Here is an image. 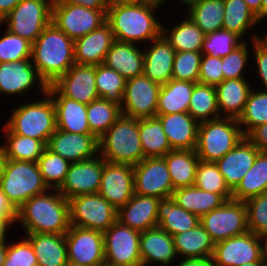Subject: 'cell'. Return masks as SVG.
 Masks as SVG:
<instances>
[{
    "mask_svg": "<svg viewBox=\"0 0 267 266\" xmlns=\"http://www.w3.org/2000/svg\"><path fill=\"white\" fill-rule=\"evenodd\" d=\"M96 66L75 63L64 75L48 86L50 95H64L83 104L99 98L95 84Z\"/></svg>",
    "mask_w": 267,
    "mask_h": 266,
    "instance_id": "cell-17",
    "label": "cell"
},
{
    "mask_svg": "<svg viewBox=\"0 0 267 266\" xmlns=\"http://www.w3.org/2000/svg\"><path fill=\"white\" fill-rule=\"evenodd\" d=\"M16 223L25 228V234H65L71 226L69 202L58 190L50 189L20 206Z\"/></svg>",
    "mask_w": 267,
    "mask_h": 266,
    "instance_id": "cell-2",
    "label": "cell"
},
{
    "mask_svg": "<svg viewBox=\"0 0 267 266\" xmlns=\"http://www.w3.org/2000/svg\"><path fill=\"white\" fill-rule=\"evenodd\" d=\"M252 42L251 46L252 52L254 53V60H255V66L257 69V73L260 76V81L263 85V90L267 91V34L266 36L253 34L251 36Z\"/></svg>",
    "mask_w": 267,
    "mask_h": 266,
    "instance_id": "cell-56",
    "label": "cell"
},
{
    "mask_svg": "<svg viewBox=\"0 0 267 266\" xmlns=\"http://www.w3.org/2000/svg\"><path fill=\"white\" fill-rule=\"evenodd\" d=\"M202 55L201 51L176 52L172 79L198 83Z\"/></svg>",
    "mask_w": 267,
    "mask_h": 266,
    "instance_id": "cell-52",
    "label": "cell"
},
{
    "mask_svg": "<svg viewBox=\"0 0 267 266\" xmlns=\"http://www.w3.org/2000/svg\"><path fill=\"white\" fill-rule=\"evenodd\" d=\"M159 6L141 1L109 5L106 22L115 40L137 44L150 42L162 35V24L156 17ZM156 10V11H155Z\"/></svg>",
    "mask_w": 267,
    "mask_h": 266,
    "instance_id": "cell-1",
    "label": "cell"
},
{
    "mask_svg": "<svg viewBox=\"0 0 267 266\" xmlns=\"http://www.w3.org/2000/svg\"><path fill=\"white\" fill-rule=\"evenodd\" d=\"M105 162L97 155L89 160L70 163L66 178L58 191L67 200L79 195L98 193Z\"/></svg>",
    "mask_w": 267,
    "mask_h": 266,
    "instance_id": "cell-18",
    "label": "cell"
},
{
    "mask_svg": "<svg viewBox=\"0 0 267 266\" xmlns=\"http://www.w3.org/2000/svg\"><path fill=\"white\" fill-rule=\"evenodd\" d=\"M139 137L144 158L164 157L172 150L157 117L139 119Z\"/></svg>",
    "mask_w": 267,
    "mask_h": 266,
    "instance_id": "cell-40",
    "label": "cell"
},
{
    "mask_svg": "<svg viewBox=\"0 0 267 266\" xmlns=\"http://www.w3.org/2000/svg\"><path fill=\"white\" fill-rule=\"evenodd\" d=\"M248 231L267 241V192L245 201Z\"/></svg>",
    "mask_w": 267,
    "mask_h": 266,
    "instance_id": "cell-51",
    "label": "cell"
},
{
    "mask_svg": "<svg viewBox=\"0 0 267 266\" xmlns=\"http://www.w3.org/2000/svg\"><path fill=\"white\" fill-rule=\"evenodd\" d=\"M162 35L176 52L201 51L205 34L189 16L172 29L162 25Z\"/></svg>",
    "mask_w": 267,
    "mask_h": 266,
    "instance_id": "cell-38",
    "label": "cell"
},
{
    "mask_svg": "<svg viewBox=\"0 0 267 266\" xmlns=\"http://www.w3.org/2000/svg\"><path fill=\"white\" fill-rule=\"evenodd\" d=\"M267 241L247 231L215 243L211 262L214 266H241L249 262H265Z\"/></svg>",
    "mask_w": 267,
    "mask_h": 266,
    "instance_id": "cell-9",
    "label": "cell"
},
{
    "mask_svg": "<svg viewBox=\"0 0 267 266\" xmlns=\"http://www.w3.org/2000/svg\"><path fill=\"white\" fill-rule=\"evenodd\" d=\"M5 140L2 145L6 159L37 162L42 156L46 144L42 140L14 134L5 125Z\"/></svg>",
    "mask_w": 267,
    "mask_h": 266,
    "instance_id": "cell-39",
    "label": "cell"
},
{
    "mask_svg": "<svg viewBox=\"0 0 267 266\" xmlns=\"http://www.w3.org/2000/svg\"><path fill=\"white\" fill-rule=\"evenodd\" d=\"M138 1H141V2H144V3L154 4V5H157L159 7L164 5V3L166 2V0H138Z\"/></svg>",
    "mask_w": 267,
    "mask_h": 266,
    "instance_id": "cell-68",
    "label": "cell"
},
{
    "mask_svg": "<svg viewBox=\"0 0 267 266\" xmlns=\"http://www.w3.org/2000/svg\"><path fill=\"white\" fill-rule=\"evenodd\" d=\"M65 239L68 261L82 266H105L103 232L70 226Z\"/></svg>",
    "mask_w": 267,
    "mask_h": 266,
    "instance_id": "cell-14",
    "label": "cell"
},
{
    "mask_svg": "<svg viewBox=\"0 0 267 266\" xmlns=\"http://www.w3.org/2000/svg\"><path fill=\"white\" fill-rule=\"evenodd\" d=\"M65 266H82V265L73 263V262H71V261H67V263L65 264Z\"/></svg>",
    "mask_w": 267,
    "mask_h": 266,
    "instance_id": "cell-71",
    "label": "cell"
},
{
    "mask_svg": "<svg viewBox=\"0 0 267 266\" xmlns=\"http://www.w3.org/2000/svg\"><path fill=\"white\" fill-rule=\"evenodd\" d=\"M244 137L237 119L219 117L199 123L197 145L198 158L216 162L232 150Z\"/></svg>",
    "mask_w": 267,
    "mask_h": 266,
    "instance_id": "cell-6",
    "label": "cell"
},
{
    "mask_svg": "<svg viewBox=\"0 0 267 266\" xmlns=\"http://www.w3.org/2000/svg\"><path fill=\"white\" fill-rule=\"evenodd\" d=\"M7 245V254L3 266H38L33 247L26 237L21 241Z\"/></svg>",
    "mask_w": 267,
    "mask_h": 266,
    "instance_id": "cell-54",
    "label": "cell"
},
{
    "mask_svg": "<svg viewBox=\"0 0 267 266\" xmlns=\"http://www.w3.org/2000/svg\"><path fill=\"white\" fill-rule=\"evenodd\" d=\"M246 137L260 152H267V122L255 127Z\"/></svg>",
    "mask_w": 267,
    "mask_h": 266,
    "instance_id": "cell-57",
    "label": "cell"
},
{
    "mask_svg": "<svg viewBox=\"0 0 267 266\" xmlns=\"http://www.w3.org/2000/svg\"><path fill=\"white\" fill-rule=\"evenodd\" d=\"M267 192V152H259L253 166L232 192V199L246 200Z\"/></svg>",
    "mask_w": 267,
    "mask_h": 266,
    "instance_id": "cell-37",
    "label": "cell"
},
{
    "mask_svg": "<svg viewBox=\"0 0 267 266\" xmlns=\"http://www.w3.org/2000/svg\"><path fill=\"white\" fill-rule=\"evenodd\" d=\"M56 112L57 129L78 134H91L87 105L64 95H50Z\"/></svg>",
    "mask_w": 267,
    "mask_h": 266,
    "instance_id": "cell-30",
    "label": "cell"
},
{
    "mask_svg": "<svg viewBox=\"0 0 267 266\" xmlns=\"http://www.w3.org/2000/svg\"><path fill=\"white\" fill-rule=\"evenodd\" d=\"M172 150H195L199 123L187 113L156 115Z\"/></svg>",
    "mask_w": 267,
    "mask_h": 266,
    "instance_id": "cell-27",
    "label": "cell"
},
{
    "mask_svg": "<svg viewBox=\"0 0 267 266\" xmlns=\"http://www.w3.org/2000/svg\"><path fill=\"white\" fill-rule=\"evenodd\" d=\"M154 196L135 194L118 210L117 220L133 230L144 232L158 226V205Z\"/></svg>",
    "mask_w": 267,
    "mask_h": 266,
    "instance_id": "cell-24",
    "label": "cell"
},
{
    "mask_svg": "<svg viewBox=\"0 0 267 266\" xmlns=\"http://www.w3.org/2000/svg\"><path fill=\"white\" fill-rule=\"evenodd\" d=\"M246 78L223 80L216 86L220 117L239 119L254 89Z\"/></svg>",
    "mask_w": 267,
    "mask_h": 266,
    "instance_id": "cell-29",
    "label": "cell"
},
{
    "mask_svg": "<svg viewBox=\"0 0 267 266\" xmlns=\"http://www.w3.org/2000/svg\"><path fill=\"white\" fill-rule=\"evenodd\" d=\"M37 164L48 188L58 190L66 178L70 163L46 147Z\"/></svg>",
    "mask_w": 267,
    "mask_h": 266,
    "instance_id": "cell-47",
    "label": "cell"
},
{
    "mask_svg": "<svg viewBox=\"0 0 267 266\" xmlns=\"http://www.w3.org/2000/svg\"><path fill=\"white\" fill-rule=\"evenodd\" d=\"M39 101L17 106L5 126L14 134L42 140L46 145L56 131V112L48 92Z\"/></svg>",
    "mask_w": 267,
    "mask_h": 266,
    "instance_id": "cell-5",
    "label": "cell"
},
{
    "mask_svg": "<svg viewBox=\"0 0 267 266\" xmlns=\"http://www.w3.org/2000/svg\"><path fill=\"white\" fill-rule=\"evenodd\" d=\"M143 53L145 76L160 85L172 79L176 51L163 35L150 41Z\"/></svg>",
    "mask_w": 267,
    "mask_h": 266,
    "instance_id": "cell-25",
    "label": "cell"
},
{
    "mask_svg": "<svg viewBox=\"0 0 267 266\" xmlns=\"http://www.w3.org/2000/svg\"><path fill=\"white\" fill-rule=\"evenodd\" d=\"M139 248L142 266H168L178 258L173 236L159 226L141 232Z\"/></svg>",
    "mask_w": 267,
    "mask_h": 266,
    "instance_id": "cell-23",
    "label": "cell"
},
{
    "mask_svg": "<svg viewBox=\"0 0 267 266\" xmlns=\"http://www.w3.org/2000/svg\"><path fill=\"white\" fill-rule=\"evenodd\" d=\"M223 80L222 58L203 54L200 62L198 83L216 87Z\"/></svg>",
    "mask_w": 267,
    "mask_h": 266,
    "instance_id": "cell-55",
    "label": "cell"
},
{
    "mask_svg": "<svg viewBox=\"0 0 267 266\" xmlns=\"http://www.w3.org/2000/svg\"><path fill=\"white\" fill-rule=\"evenodd\" d=\"M98 141L99 155L106 162L134 166L144 159L138 118L121 115Z\"/></svg>",
    "mask_w": 267,
    "mask_h": 266,
    "instance_id": "cell-4",
    "label": "cell"
},
{
    "mask_svg": "<svg viewBox=\"0 0 267 266\" xmlns=\"http://www.w3.org/2000/svg\"><path fill=\"white\" fill-rule=\"evenodd\" d=\"M267 19V0L261 2V20Z\"/></svg>",
    "mask_w": 267,
    "mask_h": 266,
    "instance_id": "cell-66",
    "label": "cell"
},
{
    "mask_svg": "<svg viewBox=\"0 0 267 266\" xmlns=\"http://www.w3.org/2000/svg\"><path fill=\"white\" fill-rule=\"evenodd\" d=\"M38 266H65L68 261L65 234H26Z\"/></svg>",
    "mask_w": 267,
    "mask_h": 266,
    "instance_id": "cell-31",
    "label": "cell"
},
{
    "mask_svg": "<svg viewBox=\"0 0 267 266\" xmlns=\"http://www.w3.org/2000/svg\"><path fill=\"white\" fill-rule=\"evenodd\" d=\"M248 42L244 41L234 49L229 55L222 58V72L224 80L245 78V68L249 61L250 50ZM244 73V74H243Z\"/></svg>",
    "mask_w": 267,
    "mask_h": 266,
    "instance_id": "cell-53",
    "label": "cell"
},
{
    "mask_svg": "<svg viewBox=\"0 0 267 266\" xmlns=\"http://www.w3.org/2000/svg\"><path fill=\"white\" fill-rule=\"evenodd\" d=\"M39 86H37V85ZM37 86L41 95L48 90V85L40 77L31 59L0 63V95H26Z\"/></svg>",
    "mask_w": 267,
    "mask_h": 266,
    "instance_id": "cell-19",
    "label": "cell"
},
{
    "mask_svg": "<svg viewBox=\"0 0 267 266\" xmlns=\"http://www.w3.org/2000/svg\"><path fill=\"white\" fill-rule=\"evenodd\" d=\"M114 41V34L106 22L100 28L74 41L75 63L93 66L103 64Z\"/></svg>",
    "mask_w": 267,
    "mask_h": 266,
    "instance_id": "cell-26",
    "label": "cell"
},
{
    "mask_svg": "<svg viewBox=\"0 0 267 266\" xmlns=\"http://www.w3.org/2000/svg\"><path fill=\"white\" fill-rule=\"evenodd\" d=\"M0 217L17 218V209L0 189Z\"/></svg>",
    "mask_w": 267,
    "mask_h": 266,
    "instance_id": "cell-59",
    "label": "cell"
},
{
    "mask_svg": "<svg viewBox=\"0 0 267 266\" xmlns=\"http://www.w3.org/2000/svg\"><path fill=\"white\" fill-rule=\"evenodd\" d=\"M259 152L253 143L244 136L232 150L215 162L232 192L253 166Z\"/></svg>",
    "mask_w": 267,
    "mask_h": 266,
    "instance_id": "cell-22",
    "label": "cell"
},
{
    "mask_svg": "<svg viewBox=\"0 0 267 266\" xmlns=\"http://www.w3.org/2000/svg\"><path fill=\"white\" fill-rule=\"evenodd\" d=\"M32 43L7 29L0 38V63L31 59Z\"/></svg>",
    "mask_w": 267,
    "mask_h": 266,
    "instance_id": "cell-50",
    "label": "cell"
},
{
    "mask_svg": "<svg viewBox=\"0 0 267 266\" xmlns=\"http://www.w3.org/2000/svg\"><path fill=\"white\" fill-rule=\"evenodd\" d=\"M53 0H22L0 24L13 34L34 43L52 22Z\"/></svg>",
    "mask_w": 267,
    "mask_h": 266,
    "instance_id": "cell-8",
    "label": "cell"
},
{
    "mask_svg": "<svg viewBox=\"0 0 267 266\" xmlns=\"http://www.w3.org/2000/svg\"><path fill=\"white\" fill-rule=\"evenodd\" d=\"M17 218L0 217V242H7L6 234L11 224H16Z\"/></svg>",
    "mask_w": 267,
    "mask_h": 266,
    "instance_id": "cell-60",
    "label": "cell"
},
{
    "mask_svg": "<svg viewBox=\"0 0 267 266\" xmlns=\"http://www.w3.org/2000/svg\"><path fill=\"white\" fill-rule=\"evenodd\" d=\"M178 1H180L181 4L183 3V5L187 6L189 9L191 6L201 2L202 0H178Z\"/></svg>",
    "mask_w": 267,
    "mask_h": 266,
    "instance_id": "cell-69",
    "label": "cell"
},
{
    "mask_svg": "<svg viewBox=\"0 0 267 266\" xmlns=\"http://www.w3.org/2000/svg\"><path fill=\"white\" fill-rule=\"evenodd\" d=\"M103 235L105 266H142L139 231L116 220Z\"/></svg>",
    "mask_w": 267,
    "mask_h": 266,
    "instance_id": "cell-13",
    "label": "cell"
},
{
    "mask_svg": "<svg viewBox=\"0 0 267 266\" xmlns=\"http://www.w3.org/2000/svg\"><path fill=\"white\" fill-rule=\"evenodd\" d=\"M134 193L159 199L172 197L173 185L164 157H147L133 166Z\"/></svg>",
    "mask_w": 267,
    "mask_h": 266,
    "instance_id": "cell-16",
    "label": "cell"
},
{
    "mask_svg": "<svg viewBox=\"0 0 267 266\" xmlns=\"http://www.w3.org/2000/svg\"><path fill=\"white\" fill-rule=\"evenodd\" d=\"M238 122L242 126L244 136H247L255 127L267 122V91L257 89L250 92Z\"/></svg>",
    "mask_w": 267,
    "mask_h": 266,
    "instance_id": "cell-46",
    "label": "cell"
},
{
    "mask_svg": "<svg viewBox=\"0 0 267 266\" xmlns=\"http://www.w3.org/2000/svg\"><path fill=\"white\" fill-rule=\"evenodd\" d=\"M70 225L105 232L116 220L118 210L96 194L68 199Z\"/></svg>",
    "mask_w": 267,
    "mask_h": 266,
    "instance_id": "cell-10",
    "label": "cell"
},
{
    "mask_svg": "<svg viewBox=\"0 0 267 266\" xmlns=\"http://www.w3.org/2000/svg\"><path fill=\"white\" fill-rule=\"evenodd\" d=\"M264 261L267 264V249H266L265 254H264Z\"/></svg>",
    "mask_w": 267,
    "mask_h": 266,
    "instance_id": "cell-72",
    "label": "cell"
},
{
    "mask_svg": "<svg viewBox=\"0 0 267 266\" xmlns=\"http://www.w3.org/2000/svg\"><path fill=\"white\" fill-rule=\"evenodd\" d=\"M7 243L0 242V266H3L7 254Z\"/></svg>",
    "mask_w": 267,
    "mask_h": 266,
    "instance_id": "cell-65",
    "label": "cell"
},
{
    "mask_svg": "<svg viewBox=\"0 0 267 266\" xmlns=\"http://www.w3.org/2000/svg\"><path fill=\"white\" fill-rule=\"evenodd\" d=\"M194 185L204 191L221 194L226 200L232 199V191L228 188L215 162L200 160Z\"/></svg>",
    "mask_w": 267,
    "mask_h": 266,
    "instance_id": "cell-48",
    "label": "cell"
},
{
    "mask_svg": "<svg viewBox=\"0 0 267 266\" xmlns=\"http://www.w3.org/2000/svg\"><path fill=\"white\" fill-rule=\"evenodd\" d=\"M53 3H71L90 9H108L106 0H53Z\"/></svg>",
    "mask_w": 267,
    "mask_h": 266,
    "instance_id": "cell-58",
    "label": "cell"
},
{
    "mask_svg": "<svg viewBox=\"0 0 267 266\" xmlns=\"http://www.w3.org/2000/svg\"><path fill=\"white\" fill-rule=\"evenodd\" d=\"M31 61L46 84L52 85L75 64L74 41L51 22L32 43Z\"/></svg>",
    "mask_w": 267,
    "mask_h": 266,
    "instance_id": "cell-3",
    "label": "cell"
},
{
    "mask_svg": "<svg viewBox=\"0 0 267 266\" xmlns=\"http://www.w3.org/2000/svg\"><path fill=\"white\" fill-rule=\"evenodd\" d=\"M5 164H6V157H5L4 150L1 144L0 145V182L4 174Z\"/></svg>",
    "mask_w": 267,
    "mask_h": 266,
    "instance_id": "cell-64",
    "label": "cell"
},
{
    "mask_svg": "<svg viewBox=\"0 0 267 266\" xmlns=\"http://www.w3.org/2000/svg\"><path fill=\"white\" fill-rule=\"evenodd\" d=\"M223 1L224 19L222 29L234 32L243 38L248 30L254 29L255 25L261 23L244 0Z\"/></svg>",
    "mask_w": 267,
    "mask_h": 266,
    "instance_id": "cell-41",
    "label": "cell"
},
{
    "mask_svg": "<svg viewBox=\"0 0 267 266\" xmlns=\"http://www.w3.org/2000/svg\"><path fill=\"white\" fill-rule=\"evenodd\" d=\"M265 262H249L241 266H262Z\"/></svg>",
    "mask_w": 267,
    "mask_h": 266,
    "instance_id": "cell-70",
    "label": "cell"
},
{
    "mask_svg": "<svg viewBox=\"0 0 267 266\" xmlns=\"http://www.w3.org/2000/svg\"><path fill=\"white\" fill-rule=\"evenodd\" d=\"M249 9L257 16L261 21V2L262 0H244Z\"/></svg>",
    "mask_w": 267,
    "mask_h": 266,
    "instance_id": "cell-63",
    "label": "cell"
},
{
    "mask_svg": "<svg viewBox=\"0 0 267 266\" xmlns=\"http://www.w3.org/2000/svg\"><path fill=\"white\" fill-rule=\"evenodd\" d=\"M188 113L198 123L219 118L216 87L196 83L190 98Z\"/></svg>",
    "mask_w": 267,
    "mask_h": 266,
    "instance_id": "cell-42",
    "label": "cell"
},
{
    "mask_svg": "<svg viewBox=\"0 0 267 266\" xmlns=\"http://www.w3.org/2000/svg\"><path fill=\"white\" fill-rule=\"evenodd\" d=\"M164 159L174 190L194 185L196 169L200 162L195 150H171Z\"/></svg>",
    "mask_w": 267,
    "mask_h": 266,
    "instance_id": "cell-36",
    "label": "cell"
},
{
    "mask_svg": "<svg viewBox=\"0 0 267 266\" xmlns=\"http://www.w3.org/2000/svg\"><path fill=\"white\" fill-rule=\"evenodd\" d=\"M177 266H214L211 259H181Z\"/></svg>",
    "mask_w": 267,
    "mask_h": 266,
    "instance_id": "cell-62",
    "label": "cell"
},
{
    "mask_svg": "<svg viewBox=\"0 0 267 266\" xmlns=\"http://www.w3.org/2000/svg\"><path fill=\"white\" fill-rule=\"evenodd\" d=\"M119 210L134 195L133 165L105 162L98 192Z\"/></svg>",
    "mask_w": 267,
    "mask_h": 266,
    "instance_id": "cell-20",
    "label": "cell"
},
{
    "mask_svg": "<svg viewBox=\"0 0 267 266\" xmlns=\"http://www.w3.org/2000/svg\"><path fill=\"white\" fill-rule=\"evenodd\" d=\"M160 90L161 85L144 74L127 79L121 105L122 115L138 119L156 117Z\"/></svg>",
    "mask_w": 267,
    "mask_h": 266,
    "instance_id": "cell-15",
    "label": "cell"
},
{
    "mask_svg": "<svg viewBox=\"0 0 267 266\" xmlns=\"http://www.w3.org/2000/svg\"><path fill=\"white\" fill-rule=\"evenodd\" d=\"M0 189L16 209L33 196L50 190L43 180L37 162L9 159H6Z\"/></svg>",
    "mask_w": 267,
    "mask_h": 266,
    "instance_id": "cell-7",
    "label": "cell"
},
{
    "mask_svg": "<svg viewBox=\"0 0 267 266\" xmlns=\"http://www.w3.org/2000/svg\"><path fill=\"white\" fill-rule=\"evenodd\" d=\"M175 250L182 259H211L215 243L201 224L173 235Z\"/></svg>",
    "mask_w": 267,
    "mask_h": 266,
    "instance_id": "cell-32",
    "label": "cell"
},
{
    "mask_svg": "<svg viewBox=\"0 0 267 266\" xmlns=\"http://www.w3.org/2000/svg\"><path fill=\"white\" fill-rule=\"evenodd\" d=\"M121 115V106L103 98L87 104L89 128L97 139L107 132Z\"/></svg>",
    "mask_w": 267,
    "mask_h": 266,
    "instance_id": "cell-44",
    "label": "cell"
},
{
    "mask_svg": "<svg viewBox=\"0 0 267 266\" xmlns=\"http://www.w3.org/2000/svg\"><path fill=\"white\" fill-rule=\"evenodd\" d=\"M126 79L104 64L96 66L95 84L99 98L118 104L123 103Z\"/></svg>",
    "mask_w": 267,
    "mask_h": 266,
    "instance_id": "cell-45",
    "label": "cell"
},
{
    "mask_svg": "<svg viewBox=\"0 0 267 266\" xmlns=\"http://www.w3.org/2000/svg\"><path fill=\"white\" fill-rule=\"evenodd\" d=\"M200 224L214 243L248 231L245 202L226 200L220 207L200 218Z\"/></svg>",
    "mask_w": 267,
    "mask_h": 266,
    "instance_id": "cell-12",
    "label": "cell"
},
{
    "mask_svg": "<svg viewBox=\"0 0 267 266\" xmlns=\"http://www.w3.org/2000/svg\"><path fill=\"white\" fill-rule=\"evenodd\" d=\"M138 44L115 40L106 53L103 64L126 80L144 73V53Z\"/></svg>",
    "mask_w": 267,
    "mask_h": 266,
    "instance_id": "cell-28",
    "label": "cell"
},
{
    "mask_svg": "<svg viewBox=\"0 0 267 266\" xmlns=\"http://www.w3.org/2000/svg\"><path fill=\"white\" fill-rule=\"evenodd\" d=\"M244 41L234 32L225 29L205 35L201 52L212 57H226Z\"/></svg>",
    "mask_w": 267,
    "mask_h": 266,
    "instance_id": "cell-49",
    "label": "cell"
},
{
    "mask_svg": "<svg viewBox=\"0 0 267 266\" xmlns=\"http://www.w3.org/2000/svg\"><path fill=\"white\" fill-rule=\"evenodd\" d=\"M98 139L93 134H78L56 129L46 147L69 163L81 162L99 155Z\"/></svg>",
    "mask_w": 267,
    "mask_h": 266,
    "instance_id": "cell-21",
    "label": "cell"
},
{
    "mask_svg": "<svg viewBox=\"0 0 267 266\" xmlns=\"http://www.w3.org/2000/svg\"><path fill=\"white\" fill-rule=\"evenodd\" d=\"M172 198L180 207L199 218L226 201L221 194L204 191L195 185L175 189Z\"/></svg>",
    "mask_w": 267,
    "mask_h": 266,
    "instance_id": "cell-34",
    "label": "cell"
},
{
    "mask_svg": "<svg viewBox=\"0 0 267 266\" xmlns=\"http://www.w3.org/2000/svg\"><path fill=\"white\" fill-rule=\"evenodd\" d=\"M22 0H0V21Z\"/></svg>",
    "mask_w": 267,
    "mask_h": 266,
    "instance_id": "cell-61",
    "label": "cell"
},
{
    "mask_svg": "<svg viewBox=\"0 0 267 266\" xmlns=\"http://www.w3.org/2000/svg\"><path fill=\"white\" fill-rule=\"evenodd\" d=\"M186 14L207 35L222 29L224 1L202 0L191 6Z\"/></svg>",
    "mask_w": 267,
    "mask_h": 266,
    "instance_id": "cell-43",
    "label": "cell"
},
{
    "mask_svg": "<svg viewBox=\"0 0 267 266\" xmlns=\"http://www.w3.org/2000/svg\"><path fill=\"white\" fill-rule=\"evenodd\" d=\"M138 0H106L107 5H114V4H120V3H130V2H136Z\"/></svg>",
    "mask_w": 267,
    "mask_h": 266,
    "instance_id": "cell-67",
    "label": "cell"
},
{
    "mask_svg": "<svg viewBox=\"0 0 267 266\" xmlns=\"http://www.w3.org/2000/svg\"><path fill=\"white\" fill-rule=\"evenodd\" d=\"M158 226L171 236L188 231L200 224V218L180 207L172 197L160 199Z\"/></svg>",
    "mask_w": 267,
    "mask_h": 266,
    "instance_id": "cell-35",
    "label": "cell"
},
{
    "mask_svg": "<svg viewBox=\"0 0 267 266\" xmlns=\"http://www.w3.org/2000/svg\"><path fill=\"white\" fill-rule=\"evenodd\" d=\"M107 9H90L71 3H53L52 23L70 39H76L106 23Z\"/></svg>",
    "mask_w": 267,
    "mask_h": 266,
    "instance_id": "cell-11",
    "label": "cell"
},
{
    "mask_svg": "<svg viewBox=\"0 0 267 266\" xmlns=\"http://www.w3.org/2000/svg\"><path fill=\"white\" fill-rule=\"evenodd\" d=\"M195 82L171 79L161 85L156 115L187 113Z\"/></svg>",
    "mask_w": 267,
    "mask_h": 266,
    "instance_id": "cell-33",
    "label": "cell"
}]
</instances>
